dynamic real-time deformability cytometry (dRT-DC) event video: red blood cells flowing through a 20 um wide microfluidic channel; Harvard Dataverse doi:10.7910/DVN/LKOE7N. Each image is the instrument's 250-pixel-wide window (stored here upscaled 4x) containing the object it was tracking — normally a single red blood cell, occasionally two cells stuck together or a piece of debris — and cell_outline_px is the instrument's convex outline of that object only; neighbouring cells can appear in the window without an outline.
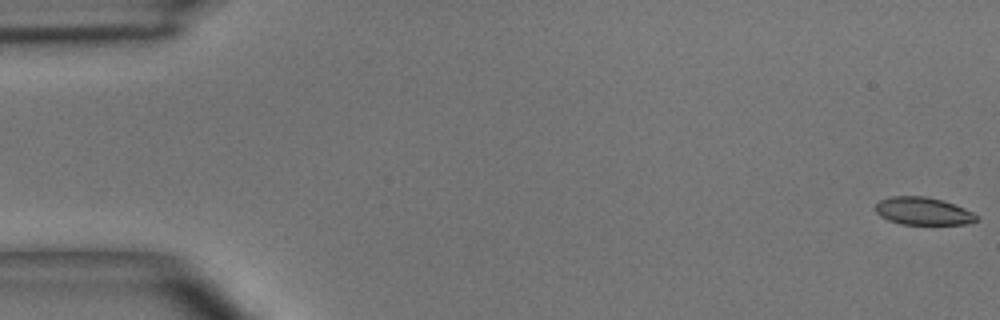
{"species": "common noctule bat (a hibernating species)", "species_latin": "Nyctalus noctula", "temperature_condition": "room temperature", "stored_images_in_passage": 50, "camera_frame_rate_fps": 3000, "um_per_image_px": 0.085, "animal": {"sex": "male", "body_mass_g": 15.6}, "frame": {"image": 1, "passage_image": 1, "time_ms": 0.0, "image_size_px": [1000, 320], "cell_outline_px": [[980, 220], [964, 224], [900, 224], [888, 220], [880, 216], [876, 212], [876, 204], [880, 200], [892, 196], [924, 196], [944, 200], [964, 208], [980, 216]], "centroid_in_image_um": [78.49, 17.94], "position_along_channel_um": 6.5, "area_um2": 16.36}}
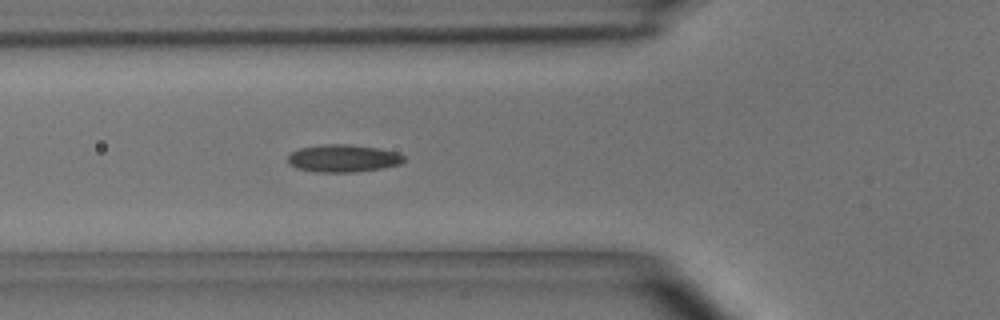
{"frame": {"image": 2, "passage_image": 18, "time_ms": 5.667, "image_size_px": [1000, 320], "cell_outline_px": [[408, 160], [400, 164], [384, 168], [352, 172], [316, 172], [296, 168], [288, 164], [288, 156], [292, 152], [300, 148], [324, 144], [348, 144], [380, 148], [396, 152], [404, 156]], "centroid_in_image_um": [29.19, 13.46], "position_along_channel_um": 96.6, "area_um2": 18.79}}
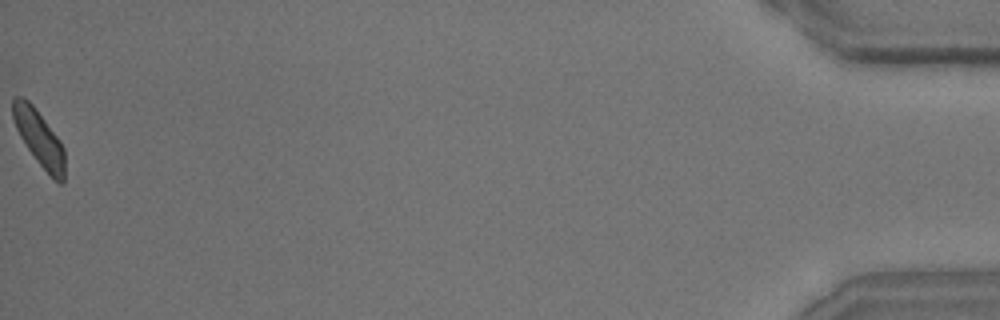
{"frame": {"image": 3, "passage_image": 50, "time_ms": 16.333, "image_size_px": [1000, 320], "cell_outline_px": [[64, 180], [60, 184], [36, 160], [20, 136], [12, 120], [12, 100], [16, 96], [20, 96], [28, 100], [36, 108], [60, 140], [64, 148]], "centroid_in_image_um": [3.31, 11.68], "position_along_channel_um": 431.9, "area_um2": 16.65}, "authors_computed_cell_mechanics": {"area_um2": 17.34, "velocity_mm_per_s": 4.0556, "shape_relaxation_time_tau1_ms": 3.5378, "shape_relaxation_time_tau2_ms": 1.2956, "deformation_change_tau1": 0.1272, "deformation_change_tau2": 0.057}}